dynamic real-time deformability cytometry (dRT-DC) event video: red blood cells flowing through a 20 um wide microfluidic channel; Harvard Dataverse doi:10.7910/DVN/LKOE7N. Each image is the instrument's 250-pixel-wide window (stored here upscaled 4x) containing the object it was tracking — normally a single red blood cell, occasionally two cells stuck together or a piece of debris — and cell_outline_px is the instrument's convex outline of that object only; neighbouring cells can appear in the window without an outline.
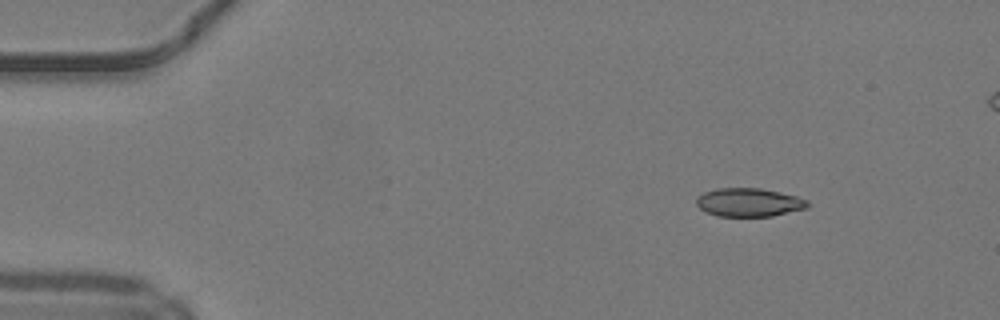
{"species": "common noctule bat (a hibernating species)", "species_latin": "Nyctalus noctula", "temperature_condition": "warm", "stored_images_in_passage": 43, "camera_frame_rate_fps": 3000, "um_per_image_px": 0.085, "animal": {"sex": "male", "body_mass_g": 19.2, "forearm_length_mm": 51.8}, "frame": {"image": 1, "passage_image": 1, "time_ms": 0.0, "image_size_px": [1000, 320], "cell_outline_px": [[812, 204], [808, 208], [772, 216], [716, 216], [700, 208], [696, 204], [696, 196], [704, 192], [716, 188], [760, 188], [780, 192], [796, 196], [808, 200]], "centroid_in_image_um": [63.68, 17.2], "position_along_channel_um": 21.3, "area_um2": 18.61}}
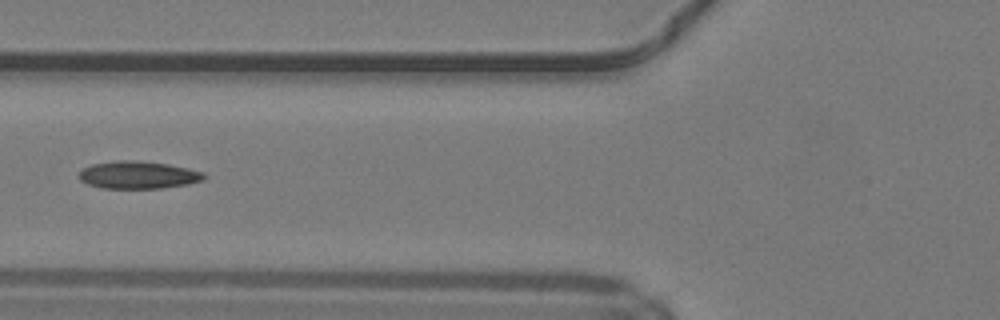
{"frame": {"image": 2, "passage_image": 14, "time_ms": 4.333, "image_size_px": [1000, 320], "cell_outline_px": [[208, 176], [204, 180], [188, 184], [164, 188], [100, 188], [88, 184], [80, 180], [80, 172], [84, 168], [92, 164], [116, 160], [132, 160], [168, 164], [188, 168], [204, 172]], "centroid_in_image_um": [11.79, 14.87], "position_along_channel_um": 114.0, "area_um2": 20.11}}
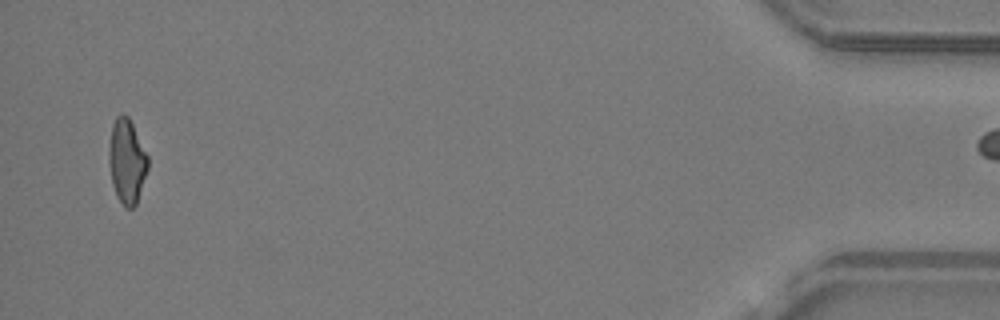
{"frame": {"image": 3, "passage_image": 42, "time_ms": 13.667, "image_size_px": [1000, 320], "cell_outline_px": [[148, 168], [136, 204], [132, 208], [128, 208], [116, 196], [112, 184], [108, 160], [108, 148], [112, 124], [116, 116], [124, 112], [128, 116], [148, 156]], "centroid_in_image_um": [10.76, 13.67], "position_along_channel_um": 424.4, "area_um2": 19.13}}